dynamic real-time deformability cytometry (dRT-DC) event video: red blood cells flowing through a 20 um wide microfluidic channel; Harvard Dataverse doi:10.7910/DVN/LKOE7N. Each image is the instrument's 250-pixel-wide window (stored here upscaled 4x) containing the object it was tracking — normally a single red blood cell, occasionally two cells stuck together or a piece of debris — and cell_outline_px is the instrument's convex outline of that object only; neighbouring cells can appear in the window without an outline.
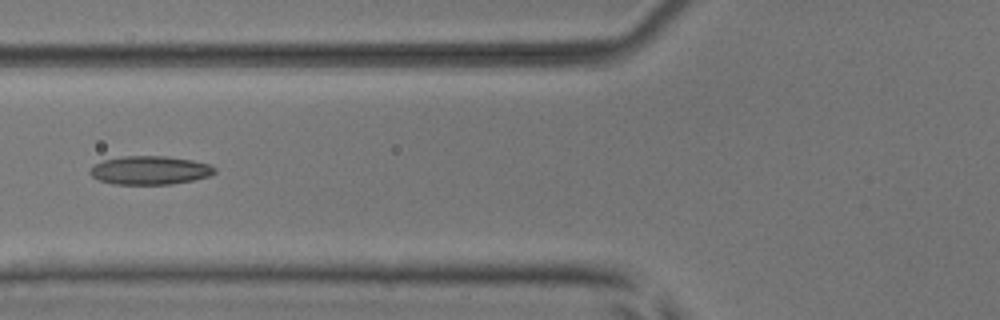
{"species": "common noctule bat (a hibernating species)", "species_latin": "Nyctalus noctula", "temperature_condition": "room temperature", "stored_images_in_passage": 6, "camera_frame_rate_fps": 3000, "um_per_image_px": 0.085, "animal": {"sex": "male", "body_mass_g": 17.9, "forearm_length_mm": 54.2}, "frame": {"image": 1, "passage_image": 5, "time_ms": 5.667, "image_size_px": [1000, 320], "cell_outline_px": [[216, 172], [208, 176], [192, 180], [172, 184], [112, 184], [100, 180], [92, 176], [88, 172], [96, 164], [104, 160], [124, 156], [168, 156], [192, 160], [208, 164], [216, 168]], "centroid_in_image_um": [12.75, 14.47], "position_along_channel_um": 113.0, "area_um2": 20.58}}
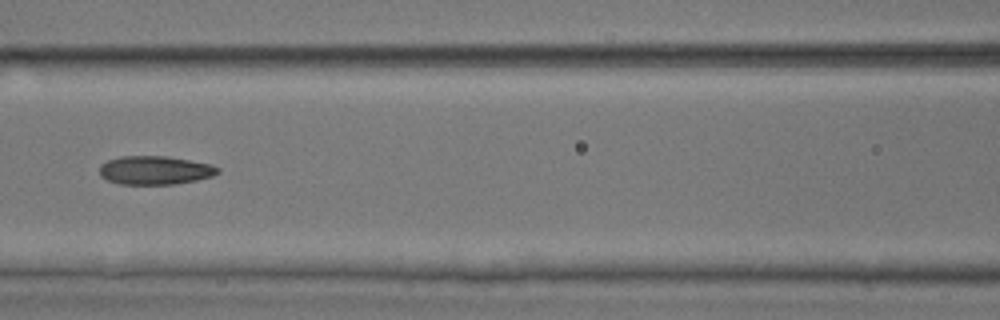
{"frame": {"image": 2, "passage_image": 6, "time_ms": 6.667, "image_size_px": [1000, 320], "cell_outline_px": [[220, 172], [212, 176], [196, 180], [172, 184], [120, 184], [108, 180], [100, 176], [100, 164], [108, 160], [120, 156], [168, 156], [212, 164], [220, 168]], "centroid_in_image_um": [13.18, 14.46], "position_along_channel_um": 153.4, "area_um2": 19.77}}